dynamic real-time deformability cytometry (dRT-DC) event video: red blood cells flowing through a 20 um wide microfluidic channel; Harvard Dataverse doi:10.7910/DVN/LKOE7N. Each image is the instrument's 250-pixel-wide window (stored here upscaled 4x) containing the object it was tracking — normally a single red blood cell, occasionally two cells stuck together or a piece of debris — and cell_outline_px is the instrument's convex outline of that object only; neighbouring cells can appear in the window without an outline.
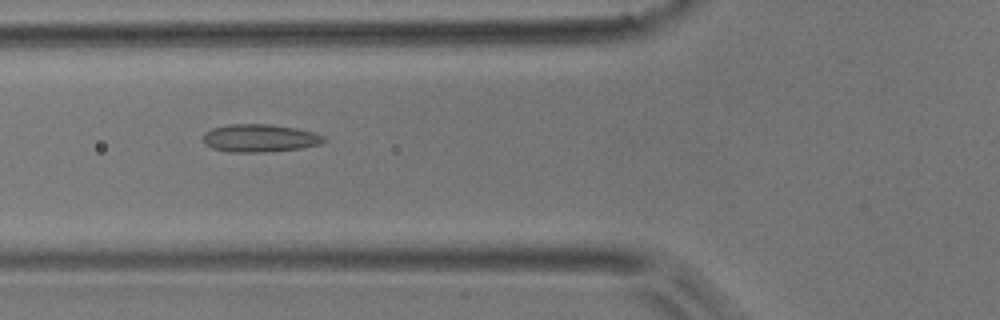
{"species": "common noctule bat (a hibernating species)", "species_latin": "Nyctalus noctula", "temperature_condition": "room temperature", "stored_images_in_passage": 22, "camera_frame_rate_fps": 3000, "um_per_image_px": 0.085, "animal": {"sex": "male", "body_mass_g": 17.9}, "frame": {"image": 1, "passage_image": 7, "time_ms": 2.0, "image_size_px": [1000, 320], "cell_outline_px": [[324, 140], [320, 144], [300, 148], [264, 152], [232, 152], [212, 148], [204, 144], [204, 132], [212, 128], [228, 124], [268, 124], [296, 128], [312, 132], [324, 136]], "centroid_in_image_um": [22.04, 11.73], "position_along_channel_um": 103.8, "area_um2": 19.42}}
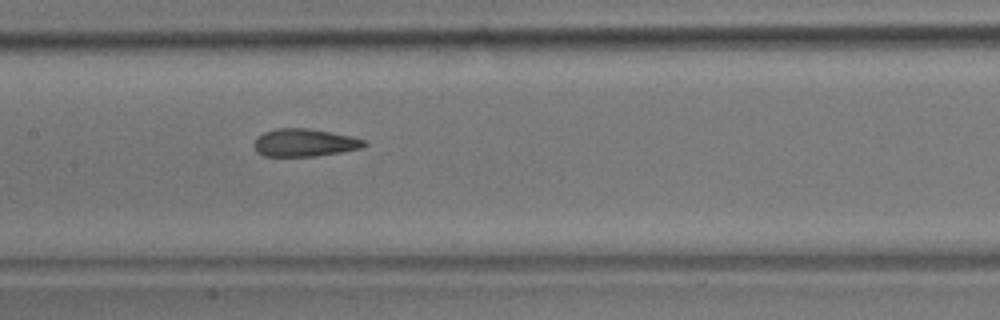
{"frame": {"image": 2, "passage_image": 13, "time_ms": 4.0, "image_size_px": [1000, 320], "cell_outline_px": [[368, 144], [360, 148], [340, 152], [316, 156], [264, 156], [256, 152], [252, 144], [256, 136], [264, 132], [276, 128], [308, 128], [352, 136], [364, 140]], "centroid_in_image_um": [25.82, 12.12], "position_along_channel_um": 181.6, "area_um2": 17.92}}
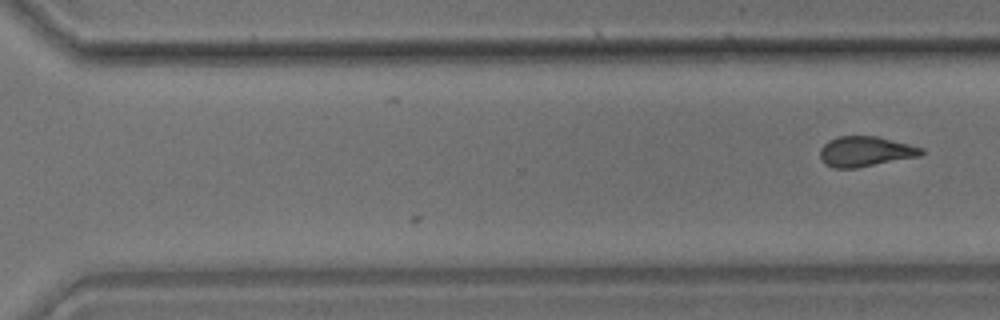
{"frame": {"image": 3, "passage_image": 22, "time_ms": 7.0, "image_size_px": [1000, 320], "cell_outline_px": [[924, 152], [920, 156], [856, 168], [832, 168], [824, 164], [820, 156], [820, 148], [828, 140], [836, 136], [876, 136], [924, 148]], "centroid_in_image_um": [73.53, 12.88], "position_along_channel_um": 297.1, "area_um2": 17.86}}